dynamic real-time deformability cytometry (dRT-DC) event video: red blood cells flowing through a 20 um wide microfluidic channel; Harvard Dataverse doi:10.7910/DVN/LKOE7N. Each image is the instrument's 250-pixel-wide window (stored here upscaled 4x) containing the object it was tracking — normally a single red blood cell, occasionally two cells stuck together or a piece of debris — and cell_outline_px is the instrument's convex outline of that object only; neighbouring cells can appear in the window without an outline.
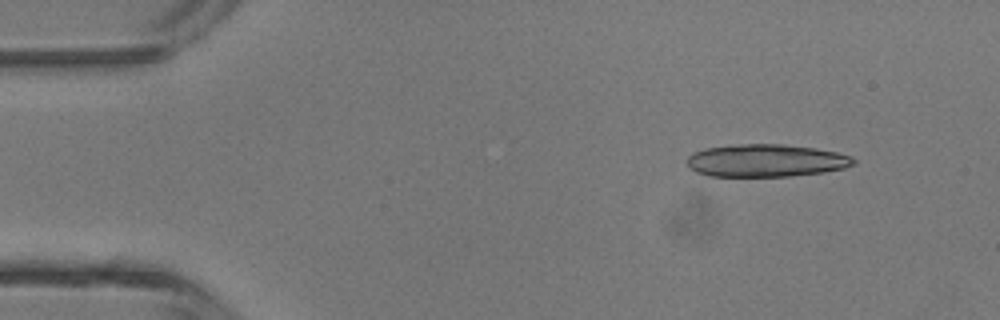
{"species": "common noctule bat (a hibernating species)", "species_latin": "Nyctalus noctula", "temperature_condition": "room temperature", "stored_images_in_passage": 4, "camera_frame_rate_fps": 3000, "um_per_image_px": 0.085, "animal": {"sex": "male", "body_mass_g": 13.3}, "frame": {"image": 1, "passage_image": 1, "time_ms": 0.0, "image_size_px": [1000, 320], "cell_outline_px": [[856, 164], [844, 168], [824, 172], [792, 176], [708, 176], [696, 172], [688, 168], [688, 156], [692, 152], [704, 148], [736, 144], [784, 144], [816, 148], [836, 152], [852, 156], [856, 160]], "centroid_in_image_um": [65.11, 13.64], "position_along_channel_um": 19.9, "area_um2": 31.96}}